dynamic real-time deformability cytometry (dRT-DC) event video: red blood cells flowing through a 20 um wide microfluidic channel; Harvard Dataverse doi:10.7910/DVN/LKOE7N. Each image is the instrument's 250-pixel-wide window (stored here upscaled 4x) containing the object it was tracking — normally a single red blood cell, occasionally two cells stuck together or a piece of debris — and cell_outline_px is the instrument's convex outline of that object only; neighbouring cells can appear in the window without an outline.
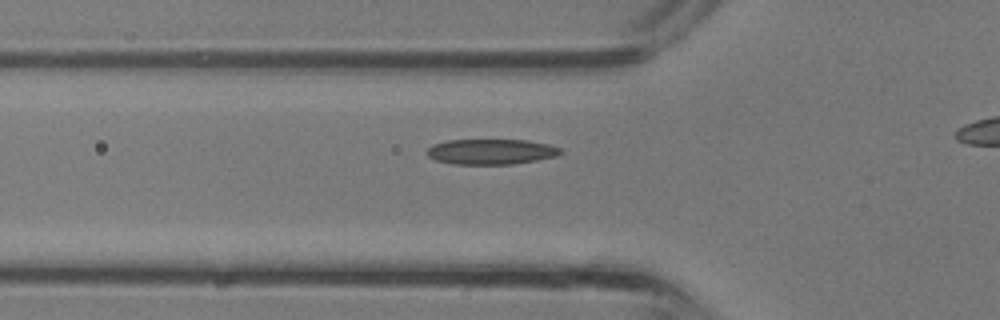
{"species": "common noctule bat (a hibernating species)", "species_latin": "Nyctalus noctula", "temperature_condition": "room temperature", "stored_images_in_passage": 19, "camera_frame_rate_fps": 3000, "um_per_image_px": 0.085, "animal": {"sex": "male", "body_mass_g": 13.3}, "frame": {"image": 1, "passage_image": 2, "time_ms": 0.333, "image_size_px": [1000, 320], "cell_outline_px": [[564, 152], [556, 156], [536, 160], [512, 164], [452, 164], [436, 160], [428, 156], [428, 148], [432, 144], [448, 140], [528, 140], [548, 144], [560, 148]], "centroid_in_image_um": [41.75, 12.89], "position_along_channel_um": 84.1, "area_um2": 19.71}}
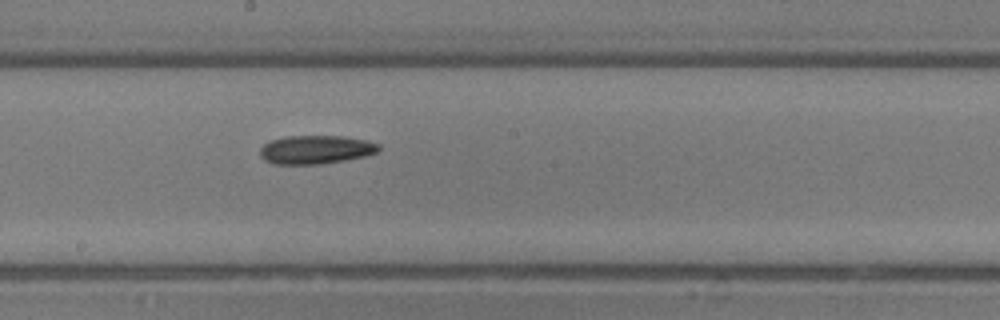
{"frame": {"image": 2, "passage_image": 9, "time_ms": 2.667, "image_size_px": [1000, 320], "cell_outline_px": [[380, 148], [376, 152], [364, 156], [344, 160], [320, 164], [272, 164], [264, 160], [260, 156], [260, 148], [264, 144], [272, 140], [284, 136], [344, 136], [364, 140], [380, 144]], "centroid_in_image_um": [26.8, 12.72], "position_along_channel_um": 221.4, "area_um2": 19.71}}
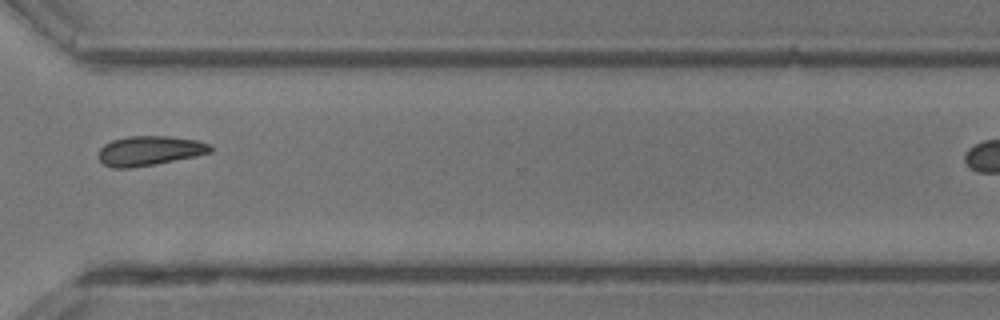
{"frame": {"image": 3, "passage_image": 16, "time_ms": 5.0, "image_size_px": [1000, 320], "cell_outline_px": [[212, 152], [132, 168], [112, 168], [104, 164], [100, 160], [100, 148], [104, 144], [112, 140], [128, 136], [168, 136], [196, 140], [208, 144], [212, 148]], "centroid_in_image_um": [12.67, 12.8], "position_along_channel_um": 357.9, "area_um2": 18.9}}